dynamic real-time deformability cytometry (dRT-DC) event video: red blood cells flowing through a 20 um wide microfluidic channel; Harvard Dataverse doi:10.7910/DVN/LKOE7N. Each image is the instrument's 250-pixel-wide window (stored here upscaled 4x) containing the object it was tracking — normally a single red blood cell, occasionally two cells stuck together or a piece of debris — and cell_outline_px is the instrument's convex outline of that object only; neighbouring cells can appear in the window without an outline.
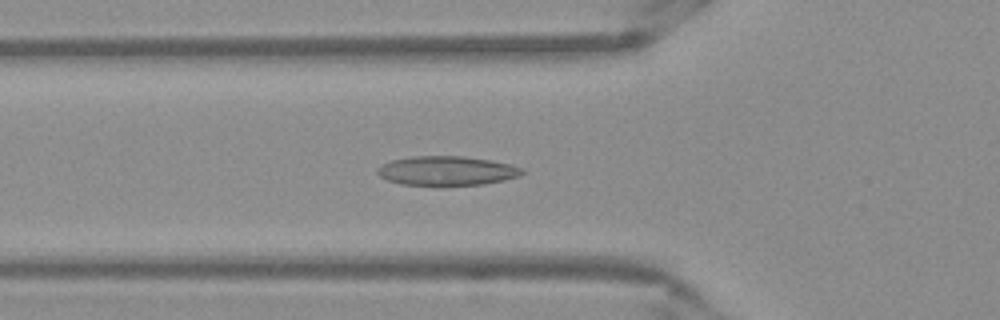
{"species": "Egyptian fruit bat (a non-hibernating species)", "species_latin": "Rousettus aegyptiacus", "temperature_condition": "warm", "stored_images_in_passage": 51, "camera_frame_rate_fps": 3000, "um_per_image_px": 0.085, "frame": {"image": 1, "passage_image": 17, "time_ms": 5.333, "image_size_px": [1000, 320], "cell_outline_px": [[524, 172], [520, 176], [504, 180], [484, 184], [440, 188], [400, 184], [388, 180], [380, 176], [376, 172], [376, 168], [392, 160], [412, 156], [464, 156], [492, 160], [512, 164], [524, 168]], "centroid_in_image_um": [38.0, 14.55], "position_along_channel_um": 87.8, "area_um2": 25.72}}
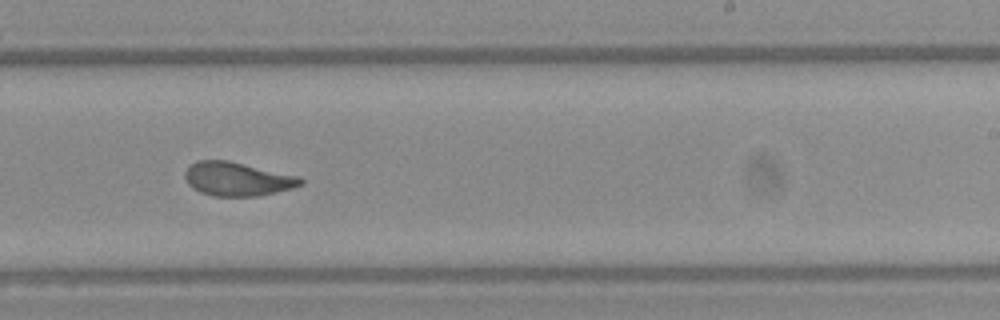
{"frame": {"image": 2, "passage_image": 31, "time_ms": 10.0, "image_size_px": [1000, 320], "cell_outline_px": [[304, 184], [292, 188], [260, 196], [212, 196], [200, 192], [192, 188], [188, 184], [184, 176], [184, 172], [196, 160], [228, 160], [300, 176], [304, 180]], "centroid_in_image_um": [20.19, 15.21], "position_along_channel_um": 268.8, "area_um2": 22.95}}
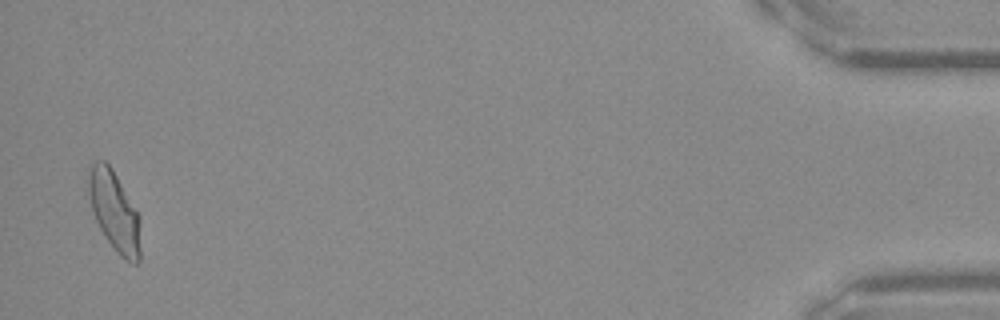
{"frame": {"image": 3, "passage_image": 50, "time_ms": 16.333, "image_size_px": [1000, 320], "cell_outline_px": [[140, 260], [136, 264], [132, 264], [120, 256], [116, 252], [104, 236], [96, 220], [92, 208], [88, 192], [88, 164], [96, 160], [104, 160], [112, 168], [136, 208], [140, 248]], "centroid_in_image_um": [9.69, 17.92], "position_along_channel_um": 425.5, "area_um2": 24.1}, "authors_computed_cell_mechanics": {"area_um2": 23.698, "velocity_mm_per_s": 3.8589, "shape_relaxation_time_tau1_ms": null, "shape_relaxation_time_tau2_ms": 1.4862, "deformation_change_tau1": null, "deformation_change_tau2": 0.0783}}